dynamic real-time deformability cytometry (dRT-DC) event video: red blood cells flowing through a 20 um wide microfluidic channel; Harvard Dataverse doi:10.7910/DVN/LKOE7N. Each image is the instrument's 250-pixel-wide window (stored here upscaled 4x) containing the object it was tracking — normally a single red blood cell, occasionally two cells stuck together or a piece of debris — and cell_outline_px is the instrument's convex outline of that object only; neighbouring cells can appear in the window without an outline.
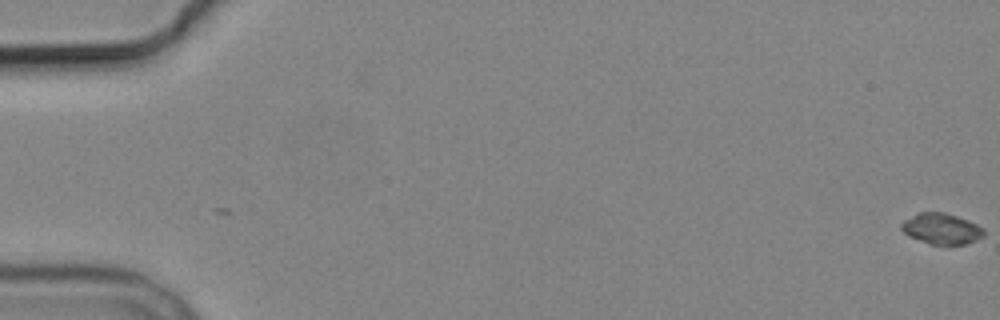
{"species": "common noctule bat (a hibernating species)", "species_latin": "Nyctalus noctula", "temperature_condition": "cold", "stored_images_in_passage": 6, "camera_frame_rate_fps": 3000, "um_per_image_px": 0.085, "animal": {"sex": "male", "body_mass_g": 19.2, "forearm_length_mm": 51.8}, "frame": {"image": 1, "passage_image": 1, "time_ms": 0.0, "image_size_px": [1000, 320], "cell_outline_px": [[984, 236], [976, 240], [964, 244], [932, 244], [908, 236], [900, 228], [900, 224], [904, 220], [920, 212], [944, 212], [968, 220], [984, 228]], "centroid_in_image_um": [80.02, 19.43], "position_along_channel_um": 5.0, "area_um2": 14.68}}
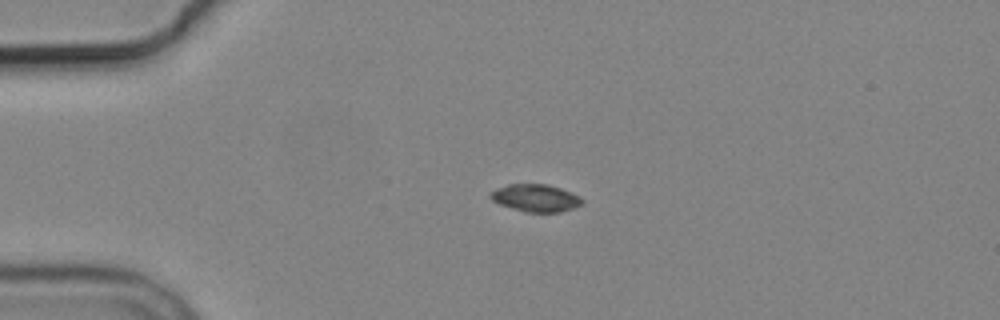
{"frame": {"image": 2, "passage_image": 5, "time_ms": 4.667, "image_size_px": [1000, 320], "cell_outline_px": [[584, 204], [560, 212], [524, 212], [500, 204], [492, 200], [488, 196], [496, 188], [508, 184], [548, 184], [560, 188], [580, 196], [584, 200]], "centroid_in_image_um": [45.54, 16.83], "position_along_channel_um": 39.5, "area_um2": 14.68}}
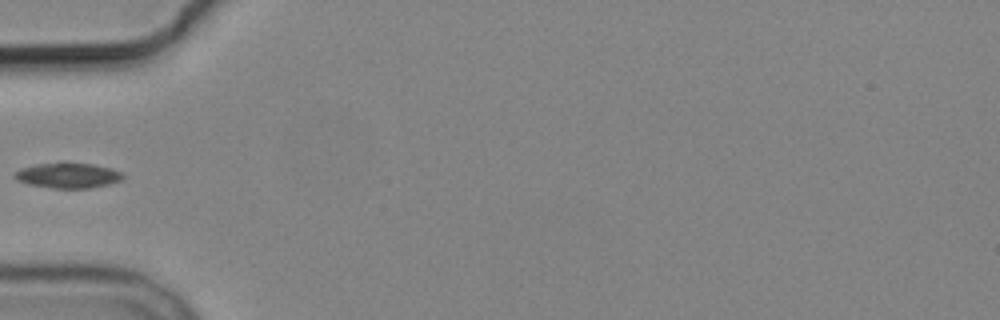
{"frame": {"image": 3, "passage_image": 6, "time_ms": 6.667, "image_size_px": [1000, 320], "cell_outline_px": [[124, 176], [120, 180], [108, 184], [92, 188], [52, 188], [28, 184], [16, 180], [12, 176], [20, 168], [36, 164], [60, 160], [64, 160], [92, 164], [112, 168], [124, 172]], "centroid_in_image_um": [5.76, 14.87], "position_along_channel_um": 79.2, "area_um2": 16.59}}